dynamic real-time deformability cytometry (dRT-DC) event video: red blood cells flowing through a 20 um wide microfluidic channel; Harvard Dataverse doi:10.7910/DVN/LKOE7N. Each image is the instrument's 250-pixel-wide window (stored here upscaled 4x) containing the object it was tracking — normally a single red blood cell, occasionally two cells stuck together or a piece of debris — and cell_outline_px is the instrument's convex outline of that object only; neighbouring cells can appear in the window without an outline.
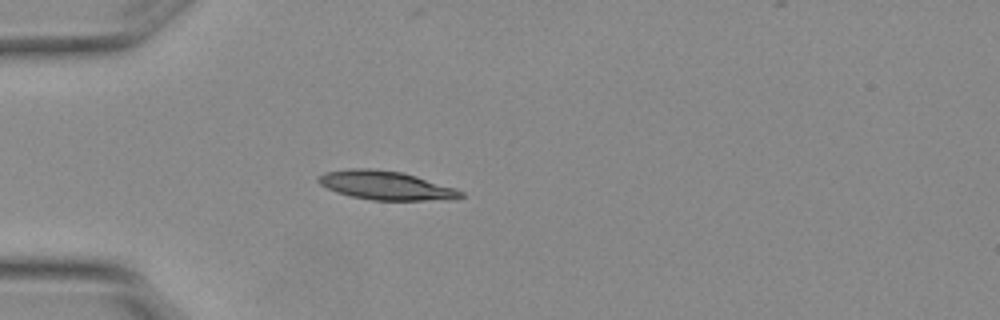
{"species": "Egyptian fruit bat (a non-hibernating species)", "species_latin": "Rousettus aegyptiacus", "temperature_condition": "warm", "stored_images_in_passage": 5, "camera_frame_rate_fps": 3000, "um_per_image_px": 0.085, "animal": {"sex": "female"}, "frame": {"image": 1, "passage_image": 4, "time_ms": 1.0, "image_size_px": [1000, 320], "cell_outline_px": [[464, 196], [456, 200], [372, 200], [352, 196], [336, 192], [320, 184], [316, 180], [324, 172], [352, 168], [368, 168], [400, 172], [416, 176], [456, 188], [464, 192]], "centroid_in_image_um": [32.84, 15.77], "position_along_channel_um": 52.2, "area_um2": 23.87}}